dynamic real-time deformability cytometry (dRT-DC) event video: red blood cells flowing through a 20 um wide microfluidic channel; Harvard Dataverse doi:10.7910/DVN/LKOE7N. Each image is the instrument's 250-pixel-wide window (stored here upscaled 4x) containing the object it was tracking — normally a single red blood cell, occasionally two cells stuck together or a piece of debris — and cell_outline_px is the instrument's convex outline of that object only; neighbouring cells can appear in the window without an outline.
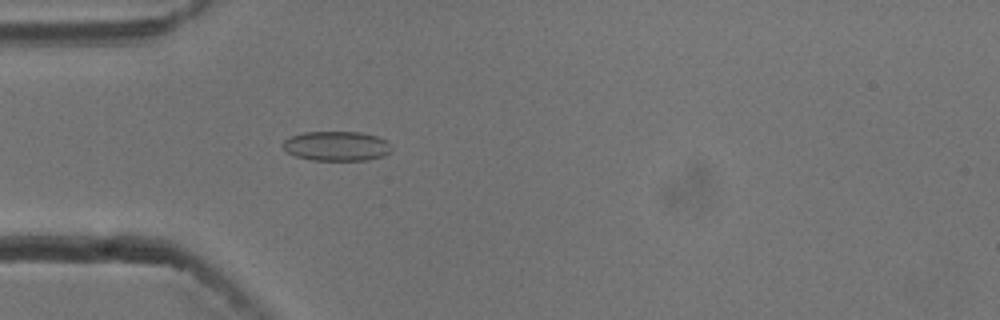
{"species": "common noctule bat (a hibernating species)", "species_latin": "Nyctalus noctula", "temperature_condition": "cold", "stored_images_in_passage": 54, "camera_frame_rate_fps": 3000, "um_per_image_px": 0.085, "animal": {"sex": "male", "body_mass_g": 13.3}, "frame": {"image": 1, "passage_image": 16, "time_ms": 5.0, "image_size_px": [1000, 320], "cell_outline_px": [[392, 148], [384, 156], [368, 160], [312, 160], [296, 156], [288, 152], [280, 144], [284, 140], [292, 136], [304, 132], [360, 132], [376, 136], [388, 140], [392, 144]], "centroid_in_image_um": [28.64, 12.41], "position_along_channel_um": 56.4, "area_um2": 18.84}}
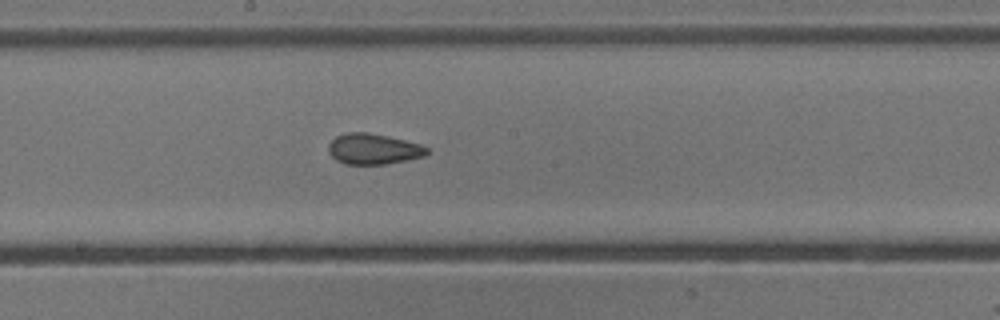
{"frame": {"image": 2, "passage_image": 29, "time_ms": 9.333, "image_size_px": [1000, 320], "cell_outline_px": [[428, 152], [424, 156], [384, 164], [344, 164], [336, 160], [328, 152], [328, 144], [336, 136], [348, 132], [368, 132], [388, 136], [420, 144], [428, 148]], "centroid_in_image_um": [31.7, 12.65], "position_along_channel_um": 216.5, "area_um2": 17.51}}
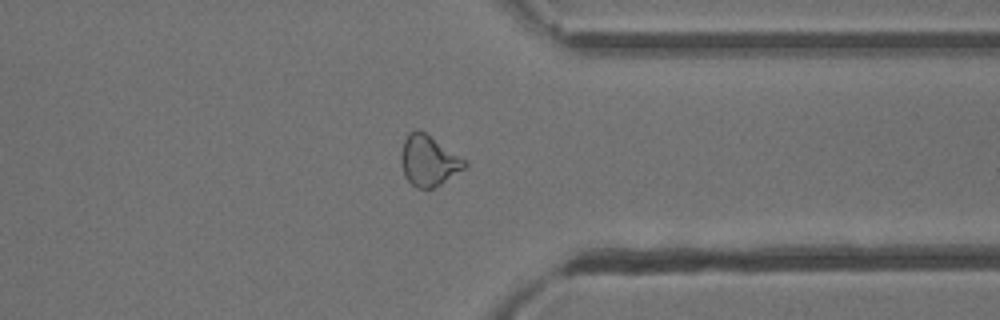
{"frame": {"image": 3, "passage_image": 42, "time_ms": 13.667, "image_size_px": [1000, 320], "cell_outline_px": [[468, 164], [464, 168], [440, 184], [432, 188], [416, 188], [404, 176], [400, 164], [400, 152], [404, 140], [408, 132], [416, 128], [424, 132], [468, 160]], "centroid_in_image_um": [36.41, 13.63], "position_along_channel_um": 375.0, "area_um2": 18.9}, "authors_computed_cell_mechanics": {"area_um2": 18.5249, "velocity_mm_per_s": 3.7849, "shape_relaxation_time_tau1_ms": null, "shape_relaxation_time_tau2_ms": 2.5411, "deformation_change_tau1": null, "deformation_change_tau2": 0.0732}}